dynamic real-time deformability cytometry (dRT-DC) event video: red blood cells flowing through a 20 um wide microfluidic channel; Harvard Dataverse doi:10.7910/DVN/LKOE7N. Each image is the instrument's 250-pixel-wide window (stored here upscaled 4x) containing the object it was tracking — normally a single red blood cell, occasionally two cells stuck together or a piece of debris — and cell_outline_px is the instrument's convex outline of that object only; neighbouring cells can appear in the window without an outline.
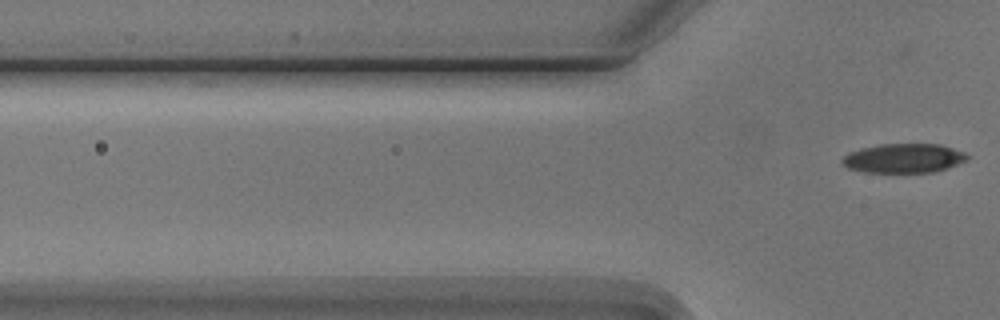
{"species": "Egyptian fruit bat (a non-hibernating species)", "species_latin": "Rousettus aegyptiacus", "temperature_condition": "cold", "stored_images_in_passage": 6, "camera_frame_rate_fps": 3000, "um_per_image_px": 0.085, "animal": {"sex": "male"}, "frame": {"image": 1, "passage_image": 6, "time_ms": 7.0, "image_size_px": [1000, 320], "cell_outline_px": [[972, 156], [968, 160], [948, 168], [936, 172], [864, 172], [848, 168], [840, 160], [848, 152], [860, 148], [880, 144], [940, 144], [964, 152]], "centroid_in_image_um": [76.84, 13.45], "position_along_channel_um": 49.0, "area_um2": 21.5}}